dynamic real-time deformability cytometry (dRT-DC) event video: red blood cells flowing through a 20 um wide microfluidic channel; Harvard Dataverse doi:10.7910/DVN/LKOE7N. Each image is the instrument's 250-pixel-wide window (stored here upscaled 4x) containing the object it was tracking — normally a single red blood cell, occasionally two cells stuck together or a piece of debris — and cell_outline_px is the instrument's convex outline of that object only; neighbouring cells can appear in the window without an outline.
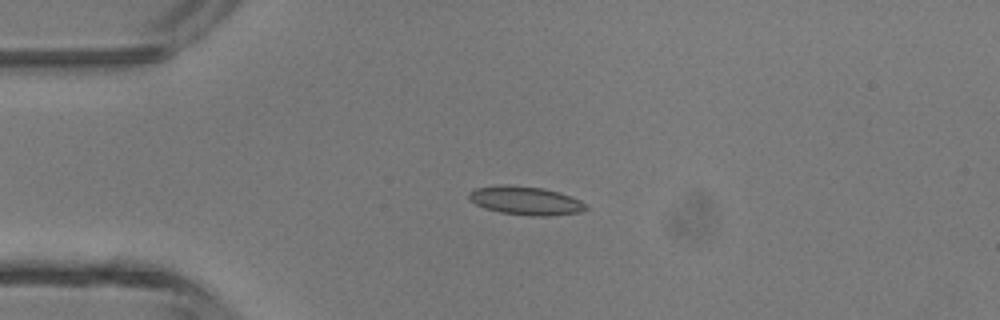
{"species": "common noctule bat (a hibernating species)", "species_latin": "Nyctalus noctula", "temperature_condition": "room temperature", "stored_images_in_passage": 5, "camera_frame_rate_fps": 3000, "um_per_image_px": 0.085, "animal": {"sex": "male", "body_mass_g": 13.3}, "frame": {"image": 1, "passage_image": 2, "time_ms": 0.333, "image_size_px": [1000, 320], "cell_outline_px": [[588, 208], [580, 212], [548, 216], [528, 216], [500, 212], [484, 208], [476, 204], [468, 196], [468, 192], [476, 188], [500, 184], [508, 184], [544, 188], [560, 192], [580, 200], [588, 204]], "centroid_in_image_um": [44.69, 17.05], "position_along_channel_um": 40.3, "area_um2": 19.65}}
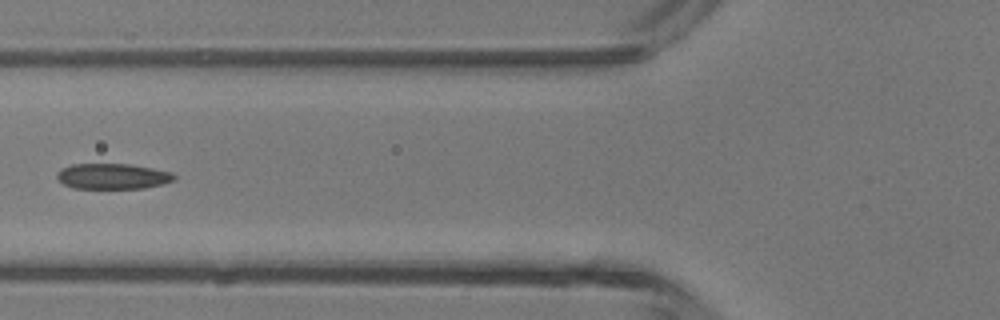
{"frame": {"image": 2, "passage_image": 4, "time_ms": 1.0, "image_size_px": [1000, 320], "cell_outline_px": [[176, 180], [164, 184], [144, 188], [72, 188], [64, 184], [56, 176], [60, 168], [72, 164], [132, 164], [172, 172], [176, 176]], "centroid_in_image_um": [9.61, 14.98], "position_along_channel_um": 116.2, "area_um2": 17.57}}
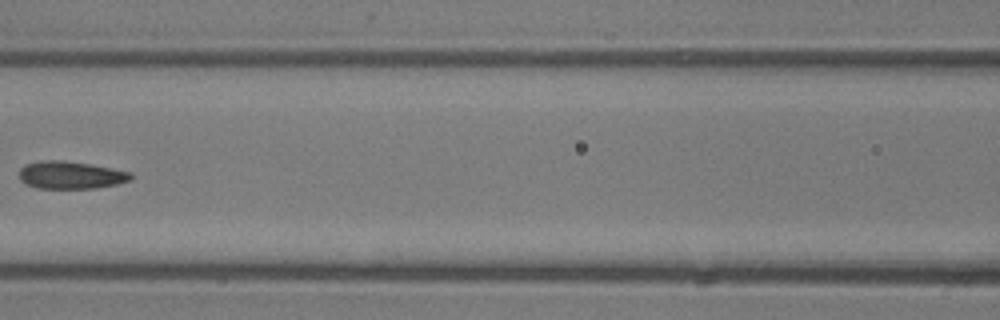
{"frame": {"image": 3, "passage_image": 5, "time_ms": 1.333, "image_size_px": [1000, 320], "cell_outline_px": [[132, 176], [128, 180], [116, 184], [96, 188], [36, 188], [20, 180], [20, 168], [24, 164], [40, 160], [64, 160], [92, 164], [132, 172]], "centroid_in_image_um": [5.99, 14.86], "position_along_channel_um": 160.6, "area_um2": 17.98}}